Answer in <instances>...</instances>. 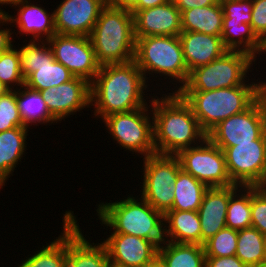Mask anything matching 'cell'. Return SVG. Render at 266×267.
<instances>
[{"instance_id":"6da1fadb","label":"cell","mask_w":266,"mask_h":267,"mask_svg":"<svg viewBox=\"0 0 266 267\" xmlns=\"http://www.w3.org/2000/svg\"><path fill=\"white\" fill-rule=\"evenodd\" d=\"M143 73L133 60L123 64H107L90 83V105L94 116L104 117L121 112H129L148 106L145 97L147 90Z\"/></svg>"},{"instance_id":"7a4b0ae2","label":"cell","mask_w":266,"mask_h":267,"mask_svg":"<svg viewBox=\"0 0 266 267\" xmlns=\"http://www.w3.org/2000/svg\"><path fill=\"white\" fill-rule=\"evenodd\" d=\"M153 97L149 106L152 107L156 154L176 156L207 138L191 107L178 92L172 91L157 99Z\"/></svg>"},{"instance_id":"3957f363","label":"cell","mask_w":266,"mask_h":267,"mask_svg":"<svg viewBox=\"0 0 266 267\" xmlns=\"http://www.w3.org/2000/svg\"><path fill=\"white\" fill-rule=\"evenodd\" d=\"M266 82L212 91H178L189 104L201 129L208 134L223 120L247 110L261 95Z\"/></svg>"},{"instance_id":"277c9868","label":"cell","mask_w":266,"mask_h":267,"mask_svg":"<svg viewBox=\"0 0 266 267\" xmlns=\"http://www.w3.org/2000/svg\"><path fill=\"white\" fill-rule=\"evenodd\" d=\"M89 37L100 66L134 60L136 38L131 11L115 8L107 3Z\"/></svg>"},{"instance_id":"5b68a950","label":"cell","mask_w":266,"mask_h":267,"mask_svg":"<svg viewBox=\"0 0 266 267\" xmlns=\"http://www.w3.org/2000/svg\"><path fill=\"white\" fill-rule=\"evenodd\" d=\"M97 216L102 225L113 229V233L129 234L153 241L158 247L165 241L164 214L156 210L143 198L100 203Z\"/></svg>"},{"instance_id":"8992f818","label":"cell","mask_w":266,"mask_h":267,"mask_svg":"<svg viewBox=\"0 0 266 267\" xmlns=\"http://www.w3.org/2000/svg\"><path fill=\"white\" fill-rule=\"evenodd\" d=\"M138 68L144 75L160 74L181 83L178 92L187 82L189 71L183 57L179 36H147L136 39L135 57ZM168 76V77H167ZM147 78V79H146Z\"/></svg>"},{"instance_id":"52a82bcc","label":"cell","mask_w":266,"mask_h":267,"mask_svg":"<svg viewBox=\"0 0 266 267\" xmlns=\"http://www.w3.org/2000/svg\"><path fill=\"white\" fill-rule=\"evenodd\" d=\"M255 60L248 53L228 50L214 61L191 70L179 91H212L247 85L245 79Z\"/></svg>"},{"instance_id":"ba28073f","label":"cell","mask_w":266,"mask_h":267,"mask_svg":"<svg viewBox=\"0 0 266 267\" xmlns=\"http://www.w3.org/2000/svg\"><path fill=\"white\" fill-rule=\"evenodd\" d=\"M148 109L144 106L129 112L114 113L102 119L110 131L109 134L121 147L139 153L144 158L156 154L153 117H149L152 110Z\"/></svg>"},{"instance_id":"9c48e42d","label":"cell","mask_w":266,"mask_h":267,"mask_svg":"<svg viewBox=\"0 0 266 267\" xmlns=\"http://www.w3.org/2000/svg\"><path fill=\"white\" fill-rule=\"evenodd\" d=\"M142 195L156 210L165 214L173 206L174 183L182 170L179 159L173 155H151L143 158Z\"/></svg>"},{"instance_id":"30bf717a","label":"cell","mask_w":266,"mask_h":267,"mask_svg":"<svg viewBox=\"0 0 266 267\" xmlns=\"http://www.w3.org/2000/svg\"><path fill=\"white\" fill-rule=\"evenodd\" d=\"M224 152L231 181L239 186L266 185V132L252 143H235Z\"/></svg>"},{"instance_id":"8fae6325","label":"cell","mask_w":266,"mask_h":267,"mask_svg":"<svg viewBox=\"0 0 266 267\" xmlns=\"http://www.w3.org/2000/svg\"><path fill=\"white\" fill-rule=\"evenodd\" d=\"M266 132V107L262 95L245 111L220 122L207 138L219 148L252 143Z\"/></svg>"},{"instance_id":"7c38bea8","label":"cell","mask_w":266,"mask_h":267,"mask_svg":"<svg viewBox=\"0 0 266 267\" xmlns=\"http://www.w3.org/2000/svg\"><path fill=\"white\" fill-rule=\"evenodd\" d=\"M176 157L181 169L208 187L235 185L227 172L224 152L205 138L200 145L181 150Z\"/></svg>"},{"instance_id":"4fadbf2b","label":"cell","mask_w":266,"mask_h":267,"mask_svg":"<svg viewBox=\"0 0 266 267\" xmlns=\"http://www.w3.org/2000/svg\"><path fill=\"white\" fill-rule=\"evenodd\" d=\"M54 59L64 65L75 77H81L91 83L100 65L90 37L79 35L54 34L47 40Z\"/></svg>"},{"instance_id":"5bb4252c","label":"cell","mask_w":266,"mask_h":267,"mask_svg":"<svg viewBox=\"0 0 266 267\" xmlns=\"http://www.w3.org/2000/svg\"><path fill=\"white\" fill-rule=\"evenodd\" d=\"M73 214V211H66L63 216L64 266L107 267L110 261L105 245L88 242Z\"/></svg>"},{"instance_id":"9a60e30c","label":"cell","mask_w":266,"mask_h":267,"mask_svg":"<svg viewBox=\"0 0 266 267\" xmlns=\"http://www.w3.org/2000/svg\"><path fill=\"white\" fill-rule=\"evenodd\" d=\"M108 0H62L54 12L57 34L89 37Z\"/></svg>"},{"instance_id":"2e32d148","label":"cell","mask_w":266,"mask_h":267,"mask_svg":"<svg viewBox=\"0 0 266 267\" xmlns=\"http://www.w3.org/2000/svg\"><path fill=\"white\" fill-rule=\"evenodd\" d=\"M39 92L57 122L90 105V83L81 77Z\"/></svg>"},{"instance_id":"e0dca14e","label":"cell","mask_w":266,"mask_h":267,"mask_svg":"<svg viewBox=\"0 0 266 267\" xmlns=\"http://www.w3.org/2000/svg\"><path fill=\"white\" fill-rule=\"evenodd\" d=\"M109 236L102 243L106 247L109 261L114 264L145 267L158 257V246L153 241L121 233H111Z\"/></svg>"},{"instance_id":"ac0fdd59","label":"cell","mask_w":266,"mask_h":267,"mask_svg":"<svg viewBox=\"0 0 266 267\" xmlns=\"http://www.w3.org/2000/svg\"><path fill=\"white\" fill-rule=\"evenodd\" d=\"M135 38L147 36H179L182 32L181 12L169 0L165 4L143 10H131Z\"/></svg>"},{"instance_id":"d6986e66","label":"cell","mask_w":266,"mask_h":267,"mask_svg":"<svg viewBox=\"0 0 266 267\" xmlns=\"http://www.w3.org/2000/svg\"><path fill=\"white\" fill-rule=\"evenodd\" d=\"M240 188L239 185L209 187L198 209L201 224V245L218 231L226 228L227 207L230 196Z\"/></svg>"},{"instance_id":"ffe728a7","label":"cell","mask_w":266,"mask_h":267,"mask_svg":"<svg viewBox=\"0 0 266 267\" xmlns=\"http://www.w3.org/2000/svg\"><path fill=\"white\" fill-rule=\"evenodd\" d=\"M183 57L190 72L196 67L206 65L228 51L221 36L182 31L179 35Z\"/></svg>"},{"instance_id":"44dd1931","label":"cell","mask_w":266,"mask_h":267,"mask_svg":"<svg viewBox=\"0 0 266 267\" xmlns=\"http://www.w3.org/2000/svg\"><path fill=\"white\" fill-rule=\"evenodd\" d=\"M14 6L19 10L17 16L13 17L8 12L5 14L10 23L17 24L20 34H26V36L32 34V40H48L56 34L54 12L50 14L43 7L35 6L28 0H22Z\"/></svg>"},{"instance_id":"7402d4cb","label":"cell","mask_w":266,"mask_h":267,"mask_svg":"<svg viewBox=\"0 0 266 267\" xmlns=\"http://www.w3.org/2000/svg\"><path fill=\"white\" fill-rule=\"evenodd\" d=\"M164 223H168V226L164 224L168 228H164L165 241L201 245V224L197 211L168 210L164 214Z\"/></svg>"},{"instance_id":"603a6c76","label":"cell","mask_w":266,"mask_h":267,"mask_svg":"<svg viewBox=\"0 0 266 267\" xmlns=\"http://www.w3.org/2000/svg\"><path fill=\"white\" fill-rule=\"evenodd\" d=\"M28 131V127H15L0 132V188L5 186L18 161L25 154Z\"/></svg>"},{"instance_id":"cb8c5ba5","label":"cell","mask_w":266,"mask_h":267,"mask_svg":"<svg viewBox=\"0 0 266 267\" xmlns=\"http://www.w3.org/2000/svg\"><path fill=\"white\" fill-rule=\"evenodd\" d=\"M221 38L227 50L242 51L255 59L257 54L265 53V44L256 36L250 24L223 18Z\"/></svg>"},{"instance_id":"d4e9b609","label":"cell","mask_w":266,"mask_h":267,"mask_svg":"<svg viewBox=\"0 0 266 267\" xmlns=\"http://www.w3.org/2000/svg\"><path fill=\"white\" fill-rule=\"evenodd\" d=\"M224 12L220 1L205 7H196L181 12L182 31L221 36Z\"/></svg>"},{"instance_id":"484cf974","label":"cell","mask_w":266,"mask_h":267,"mask_svg":"<svg viewBox=\"0 0 266 267\" xmlns=\"http://www.w3.org/2000/svg\"><path fill=\"white\" fill-rule=\"evenodd\" d=\"M158 258L165 267H205L206 265L204 246L200 244L164 241L158 247Z\"/></svg>"},{"instance_id":"4316f807","label":"cell","mask_w":266,"mask_h":267,"mask_svg":"<svg viewBox=\"0 0 266 267\" xmlns=\"http://www.w3.org/2000/svg\"><path fill=\"white\" fill-rule=\"evenodd\" d=\"M16 88V102L18 110L25 127L30 124H51L57 121L51 116L46 102L43 100L39 91L31 89L25 85ZM21 88L23 90H21ZM18 89V90H17Z\"/></svg>"},{"instance_id":"83f0119b","label":"cell","mask_w":266,"mask_h":267,"mask_svg":"<svg viewBox=\"0 0 266 267\" xmlns=\"http://www.w3.org/2000/svg\"><path fill=\"white\" fill-rule=\"evenodd\" d=\"M209 187L181 170L174 183L173 206L170 210L198 211Z\"/></svg>"},{"instance_id":"f1b7e54d","label":"cell","mask_w":266,"mask_h":267,"mask_svg":"<svg viewBox=\"0 0 266 267\" xmlns=\"http://www.w3.org/2000/svg\"><path fill=\"white\" fill-rule=\"evenodd\" d=\"M266 236L256 228L249 227L238 231L235 255L247 266L253 267L265 261Z\"/></svg>"},{"instance_id":"f546056e","label":"cell","mask_w":266,"mask_h":267,"mask_svg":"<svg viewBox=\"0 0 266 267\" xmlns=\"http://www.w3.org/2000/svg\"><path fill=\"white\" fill-rule=\"evenodd\" d=\"M74 75L61 63H43L25 79V86L42 91L70 81Z\"/></svg>"},{"instance_id":"4dcf8cb0","label":"cell","mask_w":266,"mask_h":267,"mask_svg":"<svg viewBox=\"0 0 266 267\" xmlns=\"http://www.w3.org/2000/svg\"><path fill=\"white\" fill-rule=\"evenodd\" d=\"M226 227L237 231L251 227V186H240L230 196Z\"/></svg>"},{"instance_id":"1f68e13d","label":"cell","mask_w":266,"mask_h":267,"mask_svg":"<svg viewBox=\"0 0 266 267\" xmlns=\"http://www.w3.org/2000/svg\"><path fill=\"white\" fill-rule=\"evenodd\" d=\"M41 42V43H40ZM48 45V46H47ZM20 71L24 79L43 63L53 62V52L47 40H30L20 47Z\"/></svg>"},{"instance_id":"d6a6232c","label":"cell","mask_w":266,"mask_h":267,"mask_svg":"<svg viewBox=\"0 0 266 267\" xmlns=\"http://www.w3.org/2000/svg\"><path fill=\"white\" fill-rule=\"evenodd\" d=\"M56 240L46 247L36 251L34 255L23 260L19 267H65L64 259V230Z\"/></svg>"},{"instance_id":"836d02e7","label":"cell","mask_w":266,"mask_h":267,"mask_svg":"<svg viewBox=\"0 0 266 267\" xmlns=\"http://www.w3.org/2000/svg\"><path fill=\"white\" fill-rule=\"evenodd\" d=\"M238 231L224 228L204 243L206 257L233 256L237 249Z\"/></svg>"},{"instance_id":"e575fe53","label":"cell","mask_w":266,"mask_h":267,"mask_svg":"<svg viewBox=\"0 0 266 267\" xmlns=\"http://www.w3.org/2000/svg\"><path fill=\"white\" fill-rule=\"evenodd\" d=\"M19 63L20 53L14 46L0 54V82L10 90L14 89V84L20 87L25 84Z\"/></svg>"},{"instance_id":"d590c367","label":"cell","mask_w":266,"mask_h":267,"mask_svg":"<svg viewBox=\"0 0 266 267\" xmlns=\"http://www.w3.org/2000/svg\"><path fill=\"white\" fill-rule=\"evenodd\" d=\"M25 127L18 110L16 102V90H10L0 96V132Z\"/></svg>"},{"instance_id":"8d00e7d4","label":"cell","mask_w":266,"mask_h":267,"mask_svg":"<svg viewBox=\"0 0 266 267\" xmlns=\"http://www.w3.org/2000/svg\"><path fill=\"white\" fill-rule=\"evenodd\" d=\"M251 226L266 236L265 186H251Z\"/></svg>"},{"instance_id":"74e56055","label":"cell","mask_w":266,"mask_h":267,"mask_svg":"<svg viewBox=\"0 0 266 267\" xmlns=\"http://www.w3.org/2000/svg\"><path fill=\"white\" fill-rule=\"evenodd\" d=\"M224 17L251 25L252 0H220Z\"/></svg>"},{"instance_id":"f35d334b","label":"cell","mask_w":266,"mask_h":267,"mask_svg":"<svg viewBox=\"0 0 266 267\" xmlns=\"http://www.w3.org/2000/svg\"><path fill=\"white\" fill-rule=\"evenodd\" d=\"M251 27L266 45V0H252Z\"/></svg>"},{"instance_id":"ab89813d","label":"cell","mask_w":266,"mask_h":267,"mask_svg":"<svg viewBox=\"0 0 266 267\" xmlns=\"http://www.w3.org/2000/svg\"><path fill=\"white\" fill-rule=\"evenodd\" d=\"M205 267H247L236 255L206 257Z\"/></svg>"},{"instance_id":"60d3db41","label":"cell","mask_w":266,"mask_h":267,"mask_svg":"<svg viewBox=\"0 0 266 267\" xmlns=\"http://www.w3.org/2000/svg\"><path fill=\"white\" fill-rule=\"evenodd\" d=\"M2 23V24H1ZM3 23H10V20L8 19V17L6 16V14H0V26L4 25ZM11 29H0V54L3 52H6L7 50H9L13 44H11L12 41V33L10 32Z\"/></svg>"},{"instance_id":"b9f144b4","label":"cell","mask_w":266,"mask_h":267,"mask_svg":"<svg viewBox=\"0 0 266 267\" xmlns=\"http://www.w3.org/2000/svg\"><path fill=\"white\" fill-rule=\"evenodd\" d=\"M219 1L220 0H172L180 12L196 7L211 6L217 4Z\"/></svg>"},{"instance_id":"7bdbcfd3","label":"cell","mask_w":266,"mask_h":267,"mask_svg":"<svg viewBox=\"0 0 266 267\" xmlns=\"http://www.w3.org/2000/svg\"><path fill=\"white\" fill-rule=\"evenodd\" d=\"M139 0H108V4L112 7L131 11Z\"/></svg>"},{"instance_id":"ee69618b","label":"cell","mask_w":266,"mask_h":267,"mask_svg":"<svg viewBox=\"0 0 266 267\" xmlns=\"http://www.w3.org/2000/svg\"><path fill=\"white\" fill-rule=\"evenodd\" d=\"M169 0H139L132 10H143L165 4Z\"/></svg>"},{"instance_id":"f6af8a7d","label":"cell","mask_w":266,"mask_h":267,"mask_svg":"<svg viewBox=\"0 0 266 267\" xmlns=\"http://www.w3.org/2000/svg\"><path fill=\"white\" fill-rule=\"evenodd\" d=\"M20 1L22 0H0V4L2 5H9L12 7L14 5H16L17 3H19ZM6 11H3L1 8H0V14H5Z\"/></svg>"},{"instance_id":"bcb514c9","label":"cell","mask_w":266,"mask_h":267,"mask_svg":"<svg viewBox=\"0 0 266 267\" xmlns=\"http://www.w3.org/2000/svg\"><path fill=\"white\" fill-rule=\"evenodd\" d=\"M145 267H165L164 264L157 257L152 263L146 265Z\"/></svg>"},{"instance_id":"7dc6e473","label":"cell","mask_w":266,"mask_h":267,"mask_svg":"<svg viewBox=\"0 0 266 267\" xmlns=\"http://www.w3.org/2000/svg\"><path fill=\"white\" fill-rule=\"evenodd\" d=\"M10 89L0 82V96L5 95Z\"/></svg>"},{"instance_id":"c3c4849f","label":"cell","mask_w":266,"mask_h":267,"mask_svg":"<svg viewBox=\"0 0 266 267\" xmlns=\"http://www.w3.org/2000/svg\"><path fill=\"white\" fill-rule=\"evenodd\" d=\"M262 97L264 98V101H265V107H266V85L263 89V92H262Z\"/></svg>"},{"instance_id":"681fc988","label":"cell","mask_w":266,"mask_h":267,"mask_svg":"<svg viewBox=\"0 0 266 267\" xmlns=\"http://www.w3.org/2000/svg\"><path fill=\"white\" fill-rule=\"evenodd\" d=\"M107 267H124V266H120V265L114 264L112 262H109Z\"/></svg>"},{"instance_id":"f907efd6","label":"cell","mask_w":266,"mask_h":267,"mask_svg":"<svg viewBox=\"0 0 266 267\" xmlns=\"http://www.w3.org/2000/svg\"><path fill=\"white\" fill-rule=\"evenodd\" d=\"M253 267H266V263L263 262V263H261V264H258L257 266H253Z\"/></svg>"}]
</instances>
